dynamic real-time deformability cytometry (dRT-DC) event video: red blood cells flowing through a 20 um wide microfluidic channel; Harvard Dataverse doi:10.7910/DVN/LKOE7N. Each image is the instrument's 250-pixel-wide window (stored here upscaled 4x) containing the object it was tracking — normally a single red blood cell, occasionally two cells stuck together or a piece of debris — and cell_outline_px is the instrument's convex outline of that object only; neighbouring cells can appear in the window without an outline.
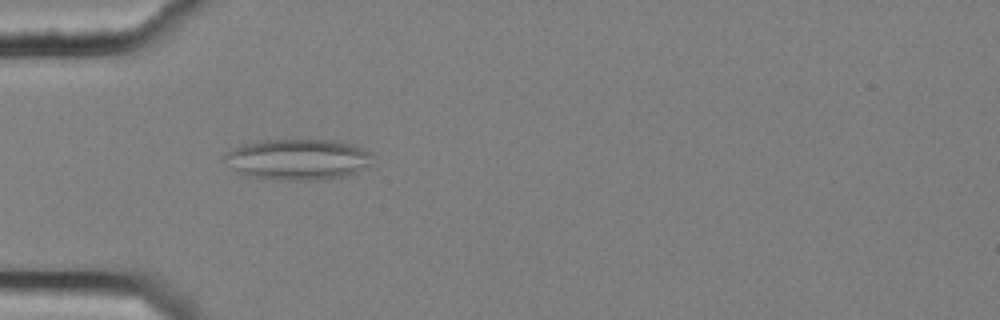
{"species": "common noctule bat (a hibernating species)", "species_latin": "Nyctalus noctula", "temperature_condition": "cold", "stored_images_in_passage": 6, "camera_frame_rate_fps": 3000, "um_per_image_px": 0.085, "animal": {"sex": "female", "body_mass_g": 25.1}, "frame": {"image": 1, "passage_image": 5, "time_ms": 1.333, "image_size_px": [1000, 320], "cell_outline_px": [[368, 164], [364, 168], [356, 172], [344, 176], [324, 180], [276, 180], [248, 176], [236, 172], [220, 160], [232, 148], [244, 144], [264, 140], [336, 140], [352, 144], [368, 152]], "centroid_in_image_um": [25.21, 13.56], "position_along_channel_um": 59.8, "area_um2": 35.26}}